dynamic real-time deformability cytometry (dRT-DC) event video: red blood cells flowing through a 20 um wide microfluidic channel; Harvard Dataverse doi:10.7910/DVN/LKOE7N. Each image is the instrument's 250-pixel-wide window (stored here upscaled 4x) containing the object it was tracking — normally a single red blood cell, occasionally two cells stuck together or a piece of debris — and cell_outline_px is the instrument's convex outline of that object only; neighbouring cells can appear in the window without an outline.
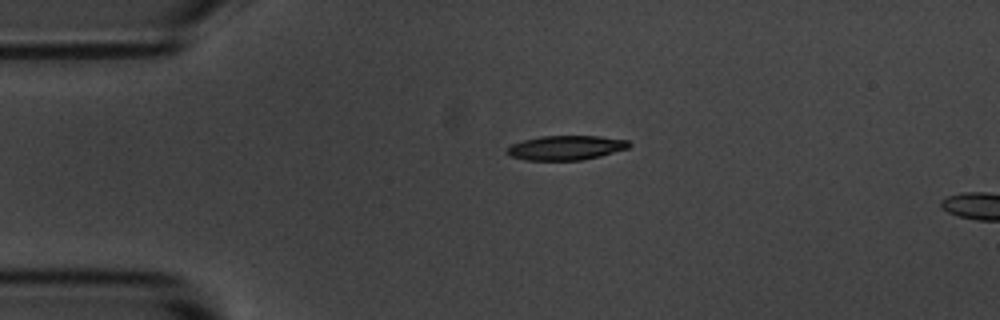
{"species": "common noctule bat (a hibernating species)", "species_latin": "Nyctalus noctula", "temperature_condition": "room temperature", "stored_images_in_passage": 2, "camera_frame_rate_fps": 3000, "um_per_image_px": 0.085, "animal": {"sex": "male", "body_mass_g": 20.1, "forearm_length_mm": 53.5}, "frame": {"image": 1, "passage_image": 1, "time_ms": 0.0, "image_size_px": [1000, 320], "cell_outline_px": [[632, 144], [628, 148], [600, 156], [580, 160], [524, 160], [508, 156], [504, 152], [512, 144], [524, 140], [540, 136], [600, 136], [628, 140]], "centroid_in_image_um": [48.08, 12.56], "position_along_channel_um": 36.9, "area_um2": 17.46}}